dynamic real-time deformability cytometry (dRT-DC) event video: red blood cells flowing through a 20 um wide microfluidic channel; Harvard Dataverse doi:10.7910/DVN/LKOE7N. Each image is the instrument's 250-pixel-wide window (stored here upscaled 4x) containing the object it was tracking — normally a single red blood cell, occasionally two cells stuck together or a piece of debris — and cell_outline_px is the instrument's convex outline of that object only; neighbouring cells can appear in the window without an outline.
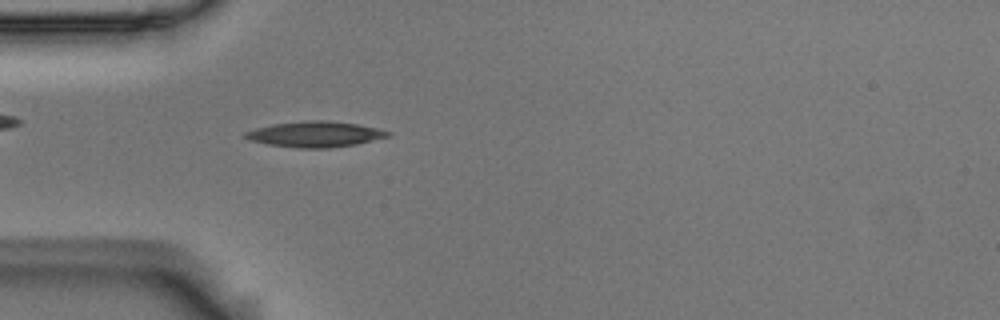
{"species": "Egyptian fruit bat (a non-hibernating species)", "species_latin": "Rousettus aegyptiacus", "temperature_condition": "room temperature", "stored_images_in_passage": 46, "camera_frame_rate_fps": 3000, "um_per_image_px": 0.085, "animal": {"sex": "male"}, "frame": {"image": 1, "passage_image": 8, "time_ms": 2.333, "image_size_px": [1000, 320], "cell_outline_px": [[392, 132], [388, 136], [356, 144], [332, 148], [300, 148], [268, 144], [248, 140], [244, 136], [244, 132], [256, 128], [272, 124], [308, 120], [328, 120], [356, 124], [380, 128]], "centroid_in_image_um": [26.78, 11.4], "position_along_channel_um": 58.2, "area_um2": 21.33}}
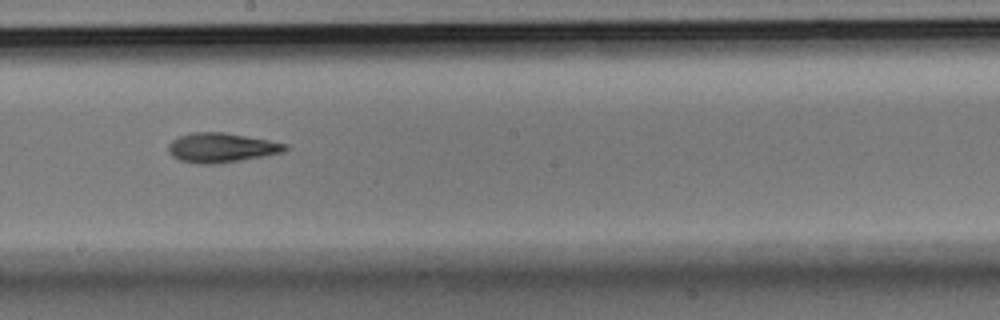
{"frame": {"image": 2, "passage_image": 22, "time_ms": 7.0, "image_size_px": [1000, 320], "cell_outline_px": [[288, 148], [284, 152], [264, 156], [216, 164], [196, 164], [180, 160], [172, 156], [168, 152], [168, 144], [172, 140], [180, 136], [192, 132], [224, 132], [268, 140], [288, 144]], "centroid_in_image_um": [18.8, 12.55], "position_along_channel_um": 229.4, "area_um2": 20.11}}
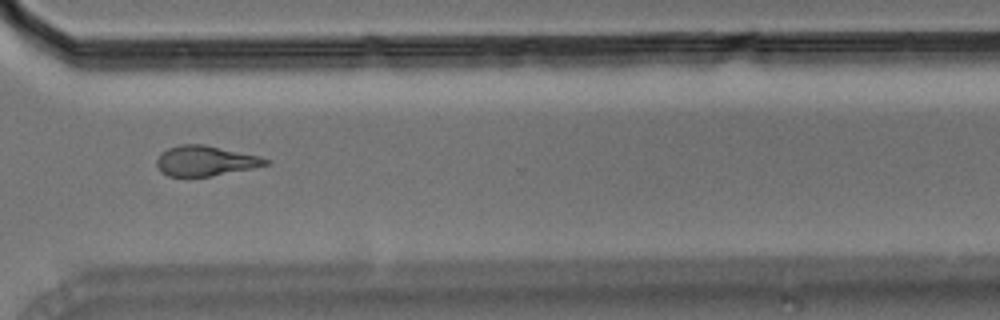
{"frame": {"image": 3, "passage_image": 32, "time_ms": 10.333, "image_size_px": [1000, 320], "cell_outline_px": [[272, 164], [212, 176], [168, 176], [160, 172], [156, 164], [156, 160], [160, 152], [168, 148], [180, 144], [204, 144], [260, 156], [272, 160]], "centroid_in_image_um": [17.46, 13.66], "position_along_channel_um": 353.1, "area_um2": 19.36}, "authors_computed_cell_mechanics": {"area_um2": 19.5942, "velocity_mm_per_s": 3.7205, "shape_relaxation_time_tau1_ms": 6.3752, "shape_relaxation_time_tau2_ms": 6.9538, "deformation_change_tau1": 0.1853, "deformation_change_tau2": 0.1803}}